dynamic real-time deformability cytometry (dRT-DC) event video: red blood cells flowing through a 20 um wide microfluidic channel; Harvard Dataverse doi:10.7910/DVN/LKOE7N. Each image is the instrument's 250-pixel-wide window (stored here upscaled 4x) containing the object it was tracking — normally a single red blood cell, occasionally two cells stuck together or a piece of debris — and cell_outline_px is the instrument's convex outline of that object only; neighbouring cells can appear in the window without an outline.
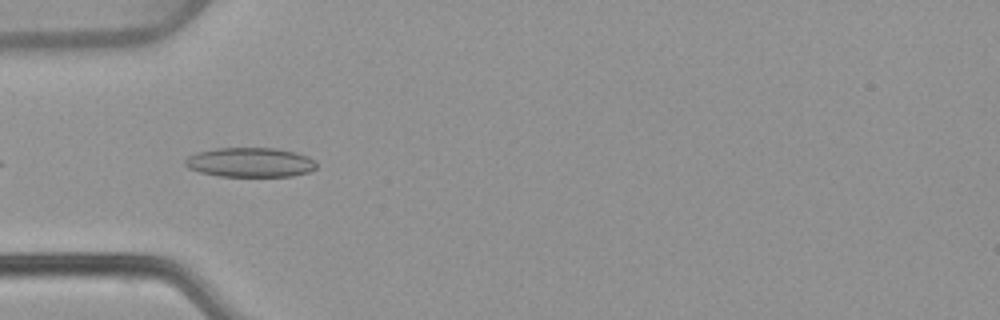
{"species": "common noctule bat (a hibernating species)", "species_latin": "Nyctalus noctula", "temperature_condition": "warm", "stored_images_in_passage": 9, "camera_frame_rate_fps": 3000, "um_per_image_px": 0.085, "animal": {"sex": "female", "body_mass_g": 22.7, "forearm_length_mm": 54.2}, "frame": {"image": 1, "passage_image": 3, "time_ms": 0.667, "image_size_px": [1000, 320], "cell_outline_px": [[316, 168], [308, 172], [292, 176], [220, 176], [200, 172], [188, 168], [184, 164], [184, 160], [188, 156], [196, 152], [216, 148], [276, 148], [296, 152], [308, 156], [316, 164]], "centroid_in_image_um": [21.24, 13.79], "position_along_channel_um": 63.8, "area_um2": 22.6}}